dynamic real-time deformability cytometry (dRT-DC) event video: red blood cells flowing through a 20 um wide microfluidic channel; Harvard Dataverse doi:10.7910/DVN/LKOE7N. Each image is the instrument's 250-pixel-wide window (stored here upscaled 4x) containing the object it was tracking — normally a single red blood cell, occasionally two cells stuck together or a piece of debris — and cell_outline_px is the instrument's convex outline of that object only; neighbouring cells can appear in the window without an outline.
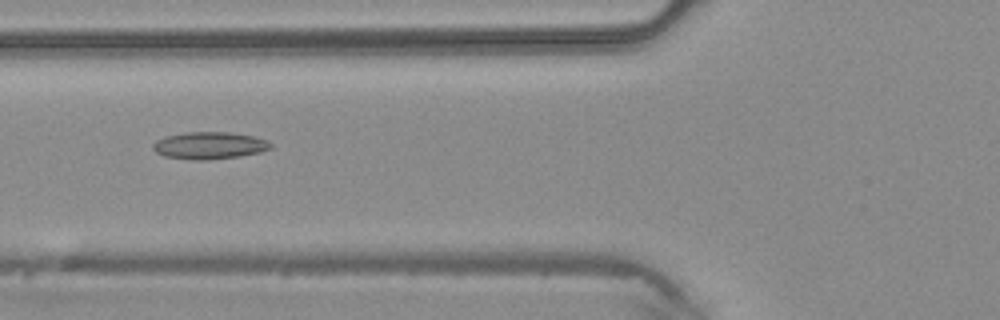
{"species": "common noctule bat (a hibernating species)", "species_latin": "Nyctalus noctula", "temperature_condition": "warm", "stored_images_in_passage": 44, "camera_frame_rate_fps": 3000, "um_per_image_px": 0.085, "animal": {"sex": "male", "body_mass_g": 20.4}, "frame": {"image": 1, "passage_image": 16, "time_ms": 5.0, "image_size_px": [1000, 320], "cell_outline_px": [[272, 148], [260, 152], [240, 156], [208, 160], [192, 160], [164, 156], [156, 152], [152, 148], [152, 144], [156, 140], [164, 136], [184, 132], [228, 132], [252, 136], [264, 140], [272, 144]], "centroid_in_image_um": [17.75, 12.37], "position_along_channel_um": 108.1, "area_um2": 18.67}}
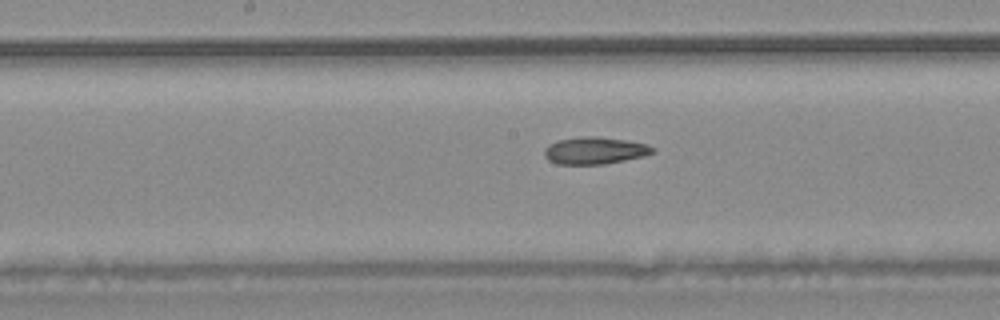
{"frame": {"image": 2, "passage_image": 22, "time_ms": 7.0, "image_size_px": [1000, 320], "cell_outline_px": [[656, 152], [644, 156], [604, 164], [556, 164], [548, 160], [544, 156], [544, 148], [548, 144], [556, 140], [580, 136], [596, 136], [628, 140], [648, 144], [656, 148]], "centroid_in_image_um": [50.56, 12.78], "position_along_channel_um": 197.6, "area_um2": 17.46}}
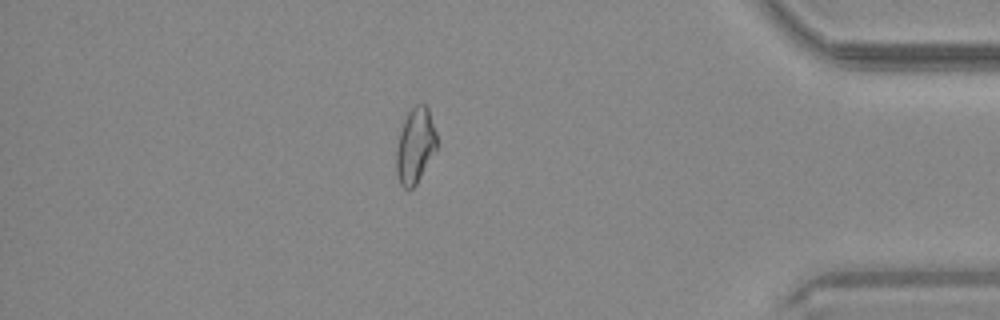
{"frame": {"image": 3, "passage_image": 38, "time_ms": 12.333, "image_size_px": [1000, 320], "cell_outline_px": [[436, 148], [416, 184], [412, 188], [404, 188], [400, 184], [396, 172], [396, 152], [400, 132], [404, 120], [408, 112], [416, 104], [424, 104], [428, 108], [436, 132]], "centroid_in_image_um": [35.28, 12.37], "position_along_channel_um": 399.9, "area_um2": 17.4}}